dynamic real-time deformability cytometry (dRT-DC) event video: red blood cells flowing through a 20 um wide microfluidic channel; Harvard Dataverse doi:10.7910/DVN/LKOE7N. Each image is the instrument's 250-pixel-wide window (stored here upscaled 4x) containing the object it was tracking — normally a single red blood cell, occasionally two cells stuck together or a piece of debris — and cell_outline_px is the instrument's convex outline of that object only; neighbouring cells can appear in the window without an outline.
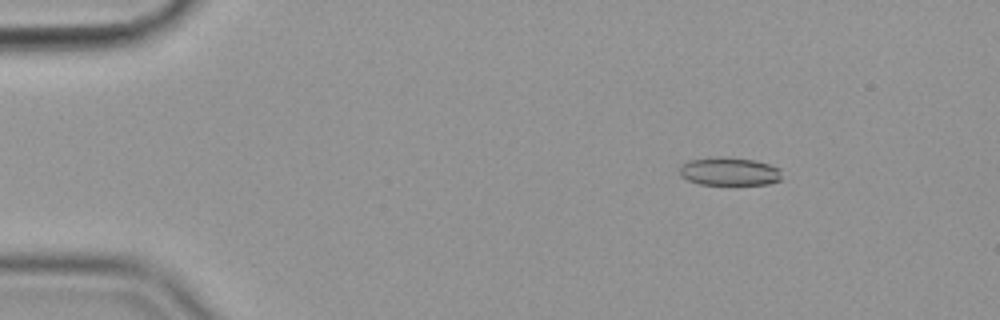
{"species": "common noctule bat (a hibernating species)", "species_latin": "Nyctalus noctula", "temperature_condition": "cold", "stored_images_in_passage": 56, "camera_frame_rate_fps": 3000, "um_per_image_px": 0.085, "animal": {"sex": "female", "body_mass_g": 19.9}, "frame": {"image": 1, "passage_image": 8, "time_ms": 2.333, "image_size_px": [1000, 320], "cell_outline_px": [[780, 180], [768, 184], [700, 184], [688, 180], [680, 176], [680, 164], [688, 160], [716, 156], [720, 156], [756, 160], [780, 168]], "centroid_in_image_um": [61.96, 14.55], "position_along_channel_um": 23.0, "area_um2": 16.88}}
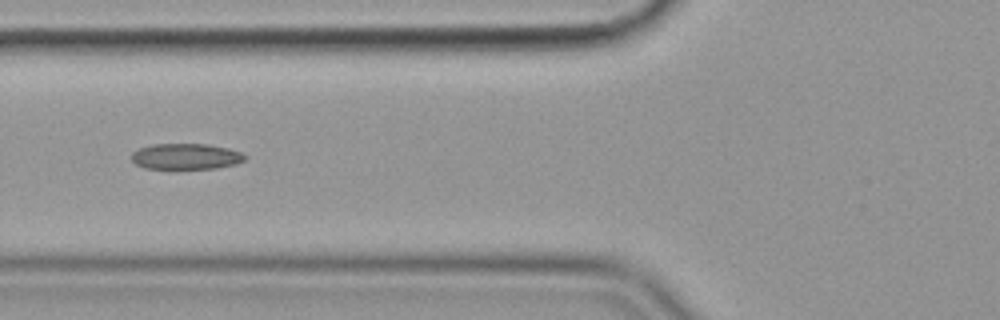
{"frame": {"image": 2, "passage_image": 22, "time_ms": 7.0, "image_size_px": [1000, 320], "cell_outline_px": [[248, 156], [244, 160], [236, 164], [216, 168], [172, 172], [144, 168], [136, 164], [132, 160], [132, 152], [140, 148], [152, 144], [208, 144], [228, 148], [240, 152]], "centroid_in_image_um": [15.78, 13.35], "position_along_channel_um": 110.0, "area_um2": 18.03}}
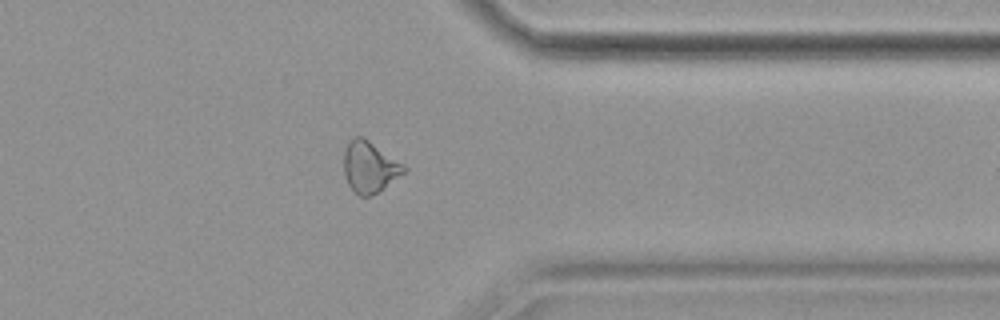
{"frame": {"image": 3, "passage_image": 45, "time_ms": 14.667, "image_size_px": [1000, 320], "cell_outline_px": [[408, 168], [404, 172], [376, 192], [368, 196], [360, 196], [348, 184], [344, 172], [344, 152], [348, 140], [352, 136], [360, 136], [368, 140], [404, 164]], "centroid_in_image_um": [31.39, 14.15], "position_along_channel_um": 380.0, "area_um2": 17.51}, "authors_computed_cell_mechanics": {"area_um2": 17.629, "velocity_mm_per_s": 3.6005, "shape_relaxation_time_tau1_ms": 7.4247, "shape_relaxation_time_tau2_ms": 2.9539, "deformation_change_tau1": 0.1582, "deformation_change_tau2": 0.1087}}